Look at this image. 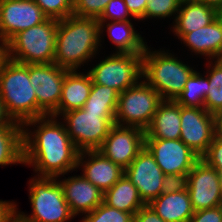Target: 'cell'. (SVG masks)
Instances as JSON below:
<instances>
[{
    "instance_id": "obj_1",
    "label": "cell",
    "mask_w": 222,
    "mask_h": 222,
    "mask_svg": "<svg viewBox=\"0 0 222 222\" xmlns=\"http://www.w3.org/2000/svg\"><path fill=\"white\" fill-rule=\"evenodd\" d=\"M23 145V165L32 166L35 176L61 178L77 170L80 151L70 139L63 122L55 116L46 115L27 121L23 125Z\"/></svg>"
},
{
    "instance_id": "obj_2",
    "label": "cell",
    "mask_w": 222,
    "mask_h": 222,
    "mask_svg": "<svg viewBox=\"0 0 222 222\" xmlns=\"http://www.w3.org/2000/svg\"><path fill=\"white\" fill-rule=\"evenodd\" d=\"M99 30L96 18L72 14L58 20L54 63L69 71L88 65L99 54Z\"/></svg>"
},
{
    "instance_id": "obj_3",
    "label": "cell",
    "mask_w": 222,
    "mask_h": 222,
    "mask_svg": "<svg viewBox=\"0 0 222 222\" xmlns=\"http://www.w3.org/2000/svg\"><path fill=\"white\" fill-rule=\"evenodd\" d=\"M156 50L147 45L142 54V79L159 93L162 100H176L195 71L194 67L169 50Z\"/></svg>"
},
{
    "instance_id": "obj_4",
    "label": "cell",
    "mask_w": 222,
    "mask_h": 222,
    "mask_svg": "<svg viewBox=\"0 0 222 222\" xmlns=\"http://www.w3.org/2000/svg\"><path fill=\"white\" fill-rule=\"evenodd\" d=\"M0 97L13 121L24 125L37 118V98L29 78V64L5 60L0 70Z\"/></svg>"
},
{
    "instance_id": "obj_5",
    "label": "cell",
    "mask_w": 222,
    "mask_h": 222,
    "mask_svg": "<svg viewBox=\"0 0 222 222\" xmlns=\"http://www.w3.org/2000/svg\"><path fill=\"white\" fill-rule=\"evenodd\" d=\"M29 201L31 214L18 211L24 222H69L75 219L65 200L63 187L56 177L35 176L29 180Z\"/></svg>"
},
{
    "instance_id": "obj_6",
    "label": "cell",
    "mask_w": 222,
    "mask_h": 222,
    "mask_svg": "<svg viewBox=\"0 0 222 222\" xmlns=\"http://www.w3.org/2000/svg\"><path fill=\"white\" fill-rule=\"evenodd\" d=\"M58 20L44 22L14 35L7 43V58L23 64L54 63Z\"/></svg>"
},
{
    "instance_id": "obj_7",
    "label": "cell",
    "mask_w": 222,
    "mask_h": 222,
    "mask_svg": "<svg viewBox=\"0 0 222 222\" xmlns=\"http://www.w3.org/2000/svg\"><path fill=\"white\" fill-rule=\"evenodd\" d=\"M162 101L159 93L140 79L134 86L119 94L115 124L146 130Z\"/></svg>"
},
{
    "instance_id": "obj_8",
    "label": "cell",
    "mask_w": 222,
    "mask_h": 222,
    "mask_svg": "<svg viewBox=\"0 0 222 222\" xmlns=\"http://www.w3.org/2000/svg\"><path fill=\"white\" fill-rule=\"evenodd\" d=\"M59 117L80 152L98 150L115 124V113L86 112L83 108L65 112Z\"/></svg>"
},
{
    "instance_id": "obj_9",
    "label": "cell",
    "mask_w": 222,
    "mask_h": 222,
    "mask_svg": "<svg viewBox=\"0 0 222 222\" xmlns=\"http://www.w3.org/2000/svg\"><path fill=\"white\" fill-rule=\"evenodd\" d=\"M87 72L94 84L113 88L120 94L142 79V54L113 51Z\"/></svg>"
},
{
    "instance_id": "obj_10",
    "label": "cell",
    "mask_w": 222,
    "mask_h": 222,
    "mask_svg": "<svg viewBox=\"0 0 222 222\" xmlns=\"http://www.w3.org/2000/svg\"><path fill=\"white\" fill-rule=\"evenodd\" d=\"M68 71L55 63L29 64V78L37 98V118L59 117V101Z\"/></svg>"
},
{
    "instance_id": "obj_11",
    "label": "cell",
    "mask_w": 222,
    "mask_h": 222,
    "mask_svg": "<svg viewBox=\"0 0 222 222\" xmlns=\"http://www.w3.org/2000/svg\"><path fill=\"white\" fill-rule=\"evenodd\" d=\"M187 190L194 211L222 206V179L201 158L188 173Z\"/></svg>"
},
{
    "instance_id": "obj_12",
    "label": "cell",
    "mask_w": 222,
    "mask_h": 222,
    "mask_svg": "<svg viewBox=\"0 0 222 222\" xmlns=\"http://www.w3.org/2000/svg\"><path fill=\"white\" fill-rule=\"evenodd\" d=\"M144 147V130L138 127L114 124L98 151L125 169Z\"/></svg>"
},
{
    "instance_id": "obj_13",
    "label": "cell",
    "mask_w": 222,
    "mask_h": 222,
    "mask_svg": "<svg viewBox=\"0 0 222 222\" xmlns=\"http://www.w3.org/2000/svg\"><path fill=\"white\" fill-rule=\"evenodd\" d=\"M145 147L165 175L189 173L200 159L181 139L145 138Z\"/></svg>"
},
{
    "instance_id": "obj_14",
    "label": "cell",
    "mask_w": 222,
    "mask_h": 222,
    "mask_svg": "<svg viewBox=\"0 0 222 222\" xmlns=\"http://www.w3.org/2000/svg\"><path fill=\"white\" fill-rule=\"evenodd\" d=\"M180 139L200 158L215 138L214 115L205 108L180 105Z\"/></svg>"
},
{
    "instance_id": "obj_15",
    "label": "cell",
    "mask_w": 222,
    "mask_h": 222,
    "mask_svg": "<svg viewBox=\"0 0 222 222\" xmlns=\"http://www.w3.org/2000/svg\"><path fill=\"white\" fill-rule=\"evenodd\" d=\"M47 18L33 0H0V41L6 44L20 31L38 25Z\"/></svg>"
},
{
    "instance_id": "obj_16",
    "label": "cell",
    "mask_w": 222,
    "mask_h": 222,
    "mask_svg": "<svg viewBox=\"0 0 222 222\" xmlns=\"http://www.w3.org/2000/svg\"><path fill=\"white\" fill-rule=\"evenodd\" d=\"M124 174L136 186L145 204H149L162 193L161 183L165 174L146 147L124 169Z\"/></svg>"
},
{
    "instance_id": "obj_17",
    "label": "cell",
    "mask_w": 222,
    "mask_h": 222,
    "mask_svg": "<svg viewBox=\"0 0 222 222\" xmlns=\"http://www.w3.org/2000/svg\"><path fill=\"white\" fill-rule=\"evenodd\" d=\"M78 168H82L80 169L82 175L103 193L124 175V169L120 165L106 158L98 150L81 151L78 157Z\"/></svg>"
},
{
    "instance_id": "obj_18",
    "label": "cell",
    "mask_w": 222,
    "mask_h": 222,
    "mask_svg": "<svg viewBox=\"0 0 222 222\" xmlns=\"http://www.w3.org/2000/svg\"><path fill=\"white\" fill-rule=\"evenodd\" d=\"M57 179L63 187L65 200L75 217L80 213L81 216L90 213L103 202L104 193L82 174L65 177L63 180Z\"/></svg>"
},
{
    "instance_id": "obj_19",
    "label": "cell",
    "mask_w": 222,
    "mask_h": 222,
    "mask_svg": "<svg viewBox=\"0 0 222 222\" xmlns=\"http://www.w3.org/2000/svg\"><path fill=\"white\" fill-rule=\"evenodd\" d=\"M181 44L188 46L190 52L204 56L207 60H217L222 56V19L218 16L205 27L186 33Z\"/></svg>"
},
{
    "instance_id": "obj_20",
    "label": "cell",
    "mask_w": 222,
    "mask_h": 222,
    "mask_svg": "<svg viewBox=\"0 0 222 222\" xmlns=\"http://www.w3.org/2000/svg\"><path fill=\"white\" fill-rule=\"evenodd\" d=\"M99 28L101 49L102 38H104L102 34L104 31H107V36L115 46V53L143 54L147 47V42H145L144 37L134 28L131 20L99 21Z\"/></svg>"
},
{
    "instance_id": "obj_21",
    "label": "cell",
    "mask_w": 222,
    "mask_h": 222,
    "mask_svg": "<svg viewBox=\"0 0 222 222\" xmlns=\"http://www.w3.org/2000/svg\"><path fill=\"white\" fill-rule=\"evenodd\" d=\"M219 16V12L198 1L180 3L173 25L170 29L180 40L186 33L193 32L209 25Z\"/></svg>"
},
{
    "instance_id": "obj_22",
    "label": "cell",
    "mask_w": 222,
    "mask_h": 222,
    "mask_svg": "<svg viewBox=\"0 0 222 222\" xmlns=\"http://www.w3.org/2000/svg\"><path fill=\"white\" fill-rule=\"evenodd\" d=\"M180 120V105L175 100H162L145 130V138L180 139Z\"/></svg>"
},
{
    "instance_id": "obj_23",
    "label": "cell",
    "mask_w": 222,
    "mask_h": 222,
    "mask_svg": "<svg viewBox=\"0 0 222 222\" xmlns=\"http://www.w3.org/2000/svg\"><path fill=\"white\" fill-rule=\"evenodd\" d=\"M91 89L92 79L88 72L68 71L65 74L59 101V116L65 112L82 108L90 95Z\"/></svg>"
},
{
    "instance_id": "obj_24",
    "label": "cell",
    "mask_w": 222,
    "mask_h": 222,
    "mask_svg": "<svg viewBox=\"0 0 222 222\" xmlns=\"http://www.w3.org/2000/svg\"><path fill=\"white\" fill-rule=\"evenodd\" d=\"M148 205L166 222H188L194 214L188 190L161 193Z\"/></svg>"
},
{
    "instance_id": "obj_25",
    "label": "cell",
    "mask_w": 222,
    "mask_h": 222,
    "mask_svg": "<svg viewBox=\"0 0 222 222\" xmlns=\"http://www.w3.org/2000/svg\"><path fill=\"white\" fill-rule=\"evenodd\" d=\"M103 202L109 207L131 213L133 216L145 205L138 189L125 174L104 193Z\"/></svg>"
},
{
    "instance_id": "obj_26",
    "label": "cell",
    "mask_w": 222,
    "mask_h": 222,
    "mask_svg": "<svg viewBox=\"0 0 222 222\" xmlns=\"http://www.w3.org/2000/svg\"><path fill=\"white\" fill-rule=\"evenodd\" d=\"M24 164L23 125L0 126V166Z\"/></svg>"
},
{
    "instance_id": "obj_27",
    "label": "cell",
    "mask_w": 222,
    "mask_h": 222,
    "mask_svg": "<svg viewBox=\"0 0 222 222\" xmlns=\"http://www.w3.org/2000/svg\"><path fill=\"white\" fill-rule=\"evenodd\" d=\"M208 90V77L195 69L175 101L181 106L204 108V100Z\"/></svg>"
},
{
    "instance_id": "obj_28",
    "label": "cell",
    "mask_w": 222,
    "mask_h": 222,
    "mask_svg": "<svg viewBox=\"0 0 222 222\" xmlns=\"http://www.w3.org/2000/svg\"><path fill=\"white\" fill-rule=\"evenodd\" d=\"M207 72L209 90L204 100V108L211 114L222 111V61L208 60Z\"/></svg>"
},
{
    "instance_id": "obj_29",
    "label": "cell",
    "mask_w": 222,
    "mask_h": 222,
    "mask_svg": "<svg viewBox=\"0 0 222 222\" xmlns=\"http://www.w3.org/2000/svg\"><path fill=\"white\" fill-rule=\"evenodd\" d=\"M119 93L113 88L94 84L88 99L82 107L86 112L116 113Z\"/></svg>"
},
{
    "instance_id": "obj_30",
    "label": "cell",
    "mask_w": 222,
    "mask_h": 222,
    "mask_svg": "<svg viewBox=\"0 0 222 222\" xmlns=\"http://www.w3.org/2000/svg\"><path fill=\"white\" fill-rule=\"evenodd\" d=\"M133 215L109 207L102 202L93 211L85 214L80 222H133Z\"/></svg>"
},
{
    "instance_id": "obj_31",
    "label": "cell",
    "mask_w": 222,
    "mask_h": 222,
    "mask_svg": "<svg viewBox=\"0 0 222 222\" xmlns=\"http://www.w3.org/2000/svg\"><path fill=\"white\" fill-rule=\"evenodd\" d=\"M180 2L178 0H147L145 17L142 19H165L171 17L174 21L176 13L179 11Z\"/></svg>"
},
{
    "instance_id": "obj_32",
    "label": "cell",
    "mask_w": 222,
    "mask_h": 222,
    "mask_svg": "<svg viewBox=\"0 0 222 222\" xmlns=\"http://www.w3.org/2000/svg\"><path fill=\"white\" fill-rule=\"evenodd\" d=\"M48 18L64 19L73 14L74 0H33Z\"/></svg>"
},
{
    "instance_id": "obj_33",
    "label": "cell",
    "mask_w": 222,
    "mask_h": 222,
    "mask_svg": "<svg viewBox=\"0 0 222 222\" xmlns=\"http://www.w3.org/2000/svg\"><path fill=\"white\" fill-rule=\"evenodd\" d=\"M110 0H74L73 15L99 19Z\"/></svg>"
},
{
    "instance_id": "obj_34",
    "label": "cell",
    "mask_w": 222,
    "mask_h": 222,
    "mask_svg": "<svg viewBox=\"0 0 222 222\" xmlns=\"http://www.w3.org/2000/svg\"><path fill=\"white\" fill-rule=\"evenodd\" d=\"M135 19L129 12L124 0H110L98 21H128Z\"/></svg>"
},
{
    "instance_id": "obj_35",
    "label": "cell",
    "mask_w": 222,
    "mask_h": 222,
    "mask_svg": "<svg viewBox=\"0 0 222 222\" xmlns=\"http://www.w3.org/2000/svg\"><path fill=\"white\" fill-rule=\"evenodd\" d=\"M161 184L163 194L187 190L188 173L166 174Z\"/></svg>"
},
{
    "instance_id": "obj_36",
    "label": "cell",
    "mask_w": 222,
    "mask_h": 222,
    "mask_svg": "<svg viewBox=\"0 0 222 222\" xmlns=\"http://www.w3.org/2000/svg\"><path fill=\"white\" fill-rule=\"evenodd\" d=\"M201 159L213 167L218 173H222V141L214 138L207 152Z\"/></svg>"
},
{
    "instance_id": "obj_37",
    "label": "cell",
    "mask_w": 222,
    "mask_h": 222,
    "mask_svg": "<svg viewBox=\"0 0 222 222\" xmlns=\"http://www.w3.org/2000/svg\"><path fill=\"white\" fill-rule=\"evenodd\" d=\"M222 206L194 211L188 222H221Z\"/></svg>"
},
{
    "instance_id": "obj_38",
    "label": "cell",
    "mask_w": 222,
    "mask_h": 222,
    "mask_svg": "<svg viewBox=\"0 0 222 222\" xmlns=\"http://www.w3.org/2000/svg\"><path fill=\"white\" fill-rule=\"evenodd\" d=\"M133 222H166L148 204L140 208L133 217Z\"/></svg>"
},
{
    "instance_id": "obj_39",
    "label": "cell",
    "mask_w": 222,
    "mask_h": 222,
    "mask_svg": "<svg viewBox=\"0 0 222 222\" xmlns=\"http://www.w3.org/2000/svg\"><path fill=\"white\" fill-rule=\"evenodd\" d=\"M17 216V204L14 201L0 200V222H10Z\"/></svg>"
},
{
    "instance_id": "obj_40",
    "label": "cell",
    "mask_w": 222,
    "mask_h": 222,
    "mask_svg": "<svg viewBox=\"0 0 222 222\" xmlns=\"http://www.w3.org/2000/svg\"><path fill=\"white\" fill-rule=\"evenodd\" d=\"M131 15L138 21L145 17L147 0H124Z\"/></svg>"
},
{
    "instance_id": "obj_41",
    "label": "cell",
    "mask_w": 222,
    "mask_h": 222,
    "mask_svg": "<svg viewBox=\"0 0 222 222\" xmlns=\"http://www.w3.org/2000/svg\"><path fill=\"white\" fill-rule=\"evenodd\" d=\"M7 125H21V124L13 121V119L9 116L5 104L3 103L0 97V126H7Z\"/></svg>"
},
{
    "instance_id": "obj_42",
    "label": "cell",
    "mask_w": 222,
    "mask_h": 222,
    "mask_svg": "<svg viewBox=\"0 0 222 222\" xmlns=\"http://www.w3.org/2000/svg\"><path fill=\"white\" fill-rule=\"evenodd\" d=\"M215 138L222 141V111L214 114Z\"/></svg>"
},
{
    "instance_id": "obj_43",
    "label": "cell",
    "mask_w": 222,
    "mask_h": 222,
    "mask_svg": "<svg viewBox=\"0 0 222 222\" xmlns=\"http://www.w3.org/2000/svg\"><path fill=\"white\" fill-rule=\"evenodd\" d=\"M197 1L215 8L218 12L222 10V0H197Z\"/></svg>"
},
{
    "instance_id": "obj_44",
    "label": "cell",
    "mask_w": 222,
    "mask_h": 222,
    "mask_svg": "<svg viewBox=\"0 0 222 222\" xmlns=\"http://www.w3.org/2000/svg\"><path fill=\"white\" fill-rule=\"evenodd\" d=\"M6 59H7V46L5 43L0 41V70Z\"/></svg>"
},
{
    "instance_id": "obj_45",
    "label": "cell",
    "mask_w": 222,
    "mask_h": 222,
    "mask_svg": "<svg viewBox=\"0 0 222 222\" xmlns=\"http://www.w3.org/2000/svg\"><path fill=\"white\" fill-rule=\"evenodd\" d=\"M10 222H24V221H22L18 216H16Z\"/></svg>"
},
{
    "instance_id": "obj_46",
    "label": "cell",
    "mask_w": 222,
    "mask_h": 222,
    "mask_svg": "<svg viewBox=\"0 0 222 222\" xmlns=\"http://www.w3.org/2000/svg\"><path fill=\"white\" fill-rule=\"evenodd\" d=\"M180 3H184V2H192V1H197V0H178Z\"/></svg>"
},
{
    "instance_id": "obj_47",
    "label": "cell",
    "mask_w": 222,
    "mask_h": 222,
    "mask_svg": "<svg viewBox=\"0 0 222 222\" xmlns=\"http://www.w3.org/2000/svg\"><path fill=\"white\" fill-rule=\"evenodd\" d=\"M219 17L222 19V10L219 11Z\"/></svg>"
}]
</instances>
